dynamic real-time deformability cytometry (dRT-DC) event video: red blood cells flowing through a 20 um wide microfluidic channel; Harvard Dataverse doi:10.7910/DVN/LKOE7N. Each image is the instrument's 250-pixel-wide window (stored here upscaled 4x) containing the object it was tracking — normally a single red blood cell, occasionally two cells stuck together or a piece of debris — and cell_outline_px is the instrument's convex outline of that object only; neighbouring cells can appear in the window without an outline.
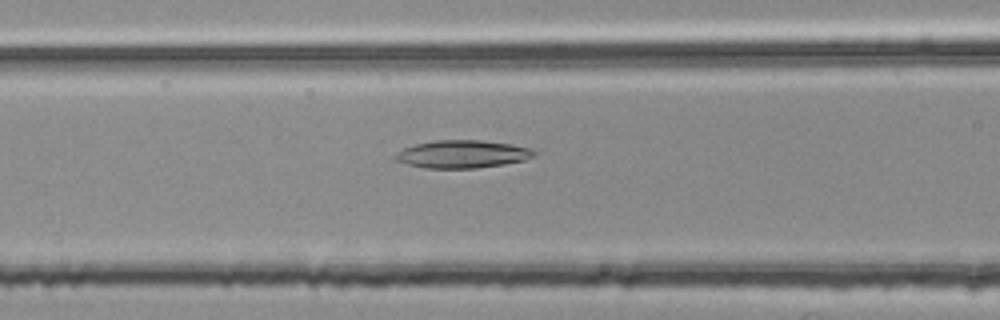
{"species": "common noctule bat (a hibernating species)", "species_latin": "Nyctalus noctula", "temperature_condition": "room temperature", "stored_images_in_passage": 39, "camera_frame_rate_fps": 3000, "um_per_image_px": 0.085, "animal": {"sex": "female", "body_mass_g": 25.1}, "frame": {"image": 1, "passage_image": 7, "time_ms": 2.0, "image_size_px": [1000, 320], "cell_outline_px": [[536, 152], [532, 156], [524, 160], [504, 164], [476, 168], [424, 168], [408, 164], [396, 160], [396, 152], [404, 148], [416, 144], [436, 140], [480, 140], [512, 144], [528, 148]], "centroid_in_image_um": [39.29, 13.1], "position_along_channel_um": 127.3, "area_um2": 22.2}}
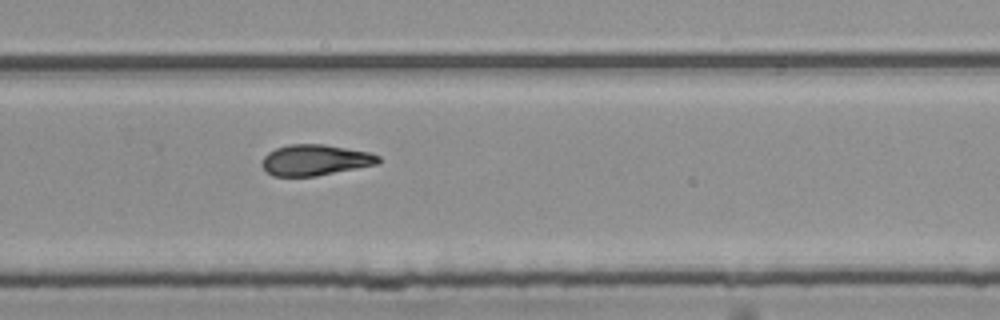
{"frame": {"image": 2, "passage_image": 21, "time_ms": 6.667, "image_size_px": [1000, 320], "cell_outline_px": [[380, 160], [376, 164], [316, 176], [272, 176], [260, 164], [264, 156], [268, 152], [276, 148], [288, 144], [324, 144], [372, 152], [380, 156]], "centroid_in_image_um": [26.78, 13.59], "position_along_channel_um": 303.0, "area_um2": 20.98}}
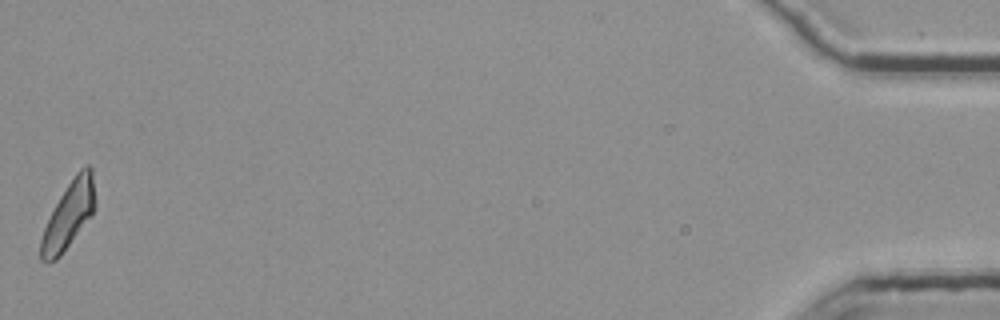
{"frame": {"image": 3, "passage_image": 39, "time_ms": 12.667, "image_size_px": [1000, 320], "cell_outline_px": [[96, 208], [92, 216], [60, 256], [56, 260], [40, 260], [40, 240], [44, 228], [60, 196], [76, 172], [84, 164], [88, 164], [92, 168], [96, 200]], "centroid_in_image_um": [5.89, 18.23], "position_along_channel_um": 429.3, "area_um2": 21.1}}